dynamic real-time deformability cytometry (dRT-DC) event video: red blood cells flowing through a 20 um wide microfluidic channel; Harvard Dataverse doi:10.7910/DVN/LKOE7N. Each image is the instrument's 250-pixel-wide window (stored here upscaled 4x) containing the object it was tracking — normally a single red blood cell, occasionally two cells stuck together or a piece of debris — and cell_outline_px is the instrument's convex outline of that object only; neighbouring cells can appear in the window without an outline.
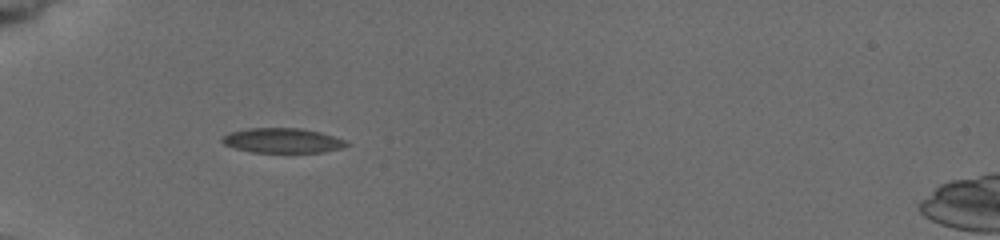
{"species": "common noctule bat (a hibernating species)", "species_latin": "Nyctalus noctula", "temperature_condition": "cold", "stored_images_in_passage": 9, "camera_frame_rate_fps": 3000, "um_per_image_px": 0.085, "animal": {"sex": "female", "body_mass_g": 19.5, "forearm_length_mm": 54.1}, "frame": {"image": 1, "passage_image": 1, "time_ms": 0.0, "image_size_px": [1000, 240], "cell_outline_px": [[348, 144], [340, 148], [320, 152], [252, 152], [236, 148], [224, 144], [220, 140], [228, 132], [248, 128], [300, 128], [320, 132], [344, 140]], "centroid_in_image_um": [23.95, 11.93], "position_along_channel_um": 61.1, "area_um2": 17.69}}
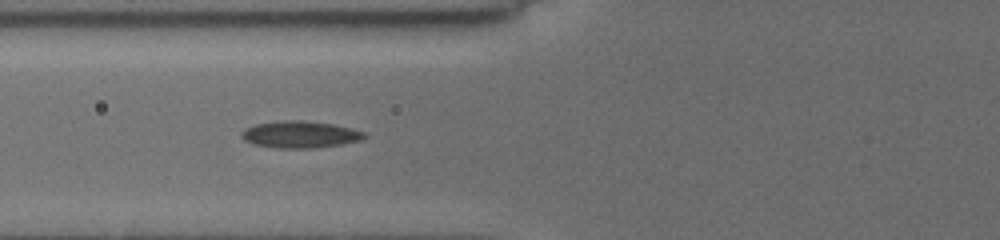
{"frame": {"image": 2, "passage_image": 8, "time_ms": 1.333, "image_size_px": [1000, 240], "cell_outline_px": [[368, 136], [360, 140], [340, 144], [312, 148], [276, 148], [252, 144], [244, 140], [240, 136], [240, 132], [244, 128], [256, 124], [284, 120], [304, 120], [332, 124], [352, 128], [368, 132]], "centroid_in_image_um": [25.5, 11.42], "position_along_channel_um": 100.3, "area_um2": 19.42}}